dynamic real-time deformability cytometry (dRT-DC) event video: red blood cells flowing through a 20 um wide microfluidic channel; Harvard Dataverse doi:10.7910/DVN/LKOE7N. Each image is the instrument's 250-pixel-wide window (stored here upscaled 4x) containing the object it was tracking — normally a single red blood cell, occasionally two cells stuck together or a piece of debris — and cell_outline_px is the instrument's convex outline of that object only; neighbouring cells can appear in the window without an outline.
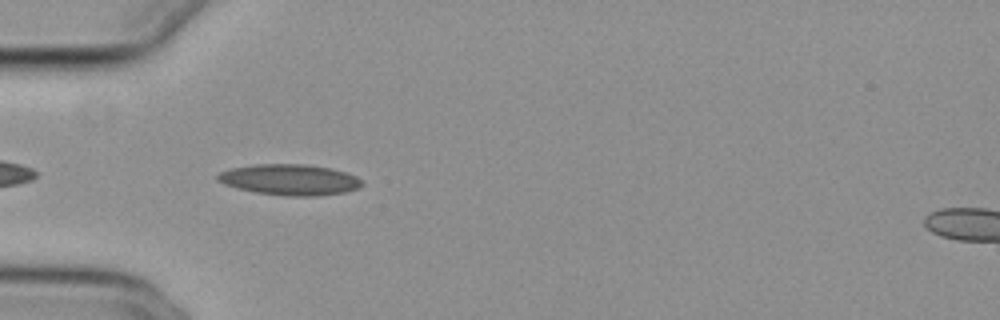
{"species": "common noctule bat (a hibernating species)", "species_latin": "Nyctalus noctula", "temperature_condition": "cold", "stored_images_in_passage": 38, "camera_frame_rate_fps": 3000, "um_per_image_px": 0.085, "animal": {"sex": "female", "body_mass_g": 29.2, "forearm_length_mm": 56.3}, "frame": {"image": 1, "passage_image": 3, "time_ms": 0.667, "image_size_px": [1000, 320], "cell_outline_px": [[364, 184], [360, 188], [344, 192], [316, 196], [288, 196], [256, 192], [236, 188], [224, 184], [216, 180], [216, 176], [220, 172], [232, 168], [256, 164], [304, 164], [328, 168], [344, 172], [356, 176]], "centroid_in_image_um": [24.61, 15.28], "position_along_channel_um": 60.4, "area_um2": 25.84}}
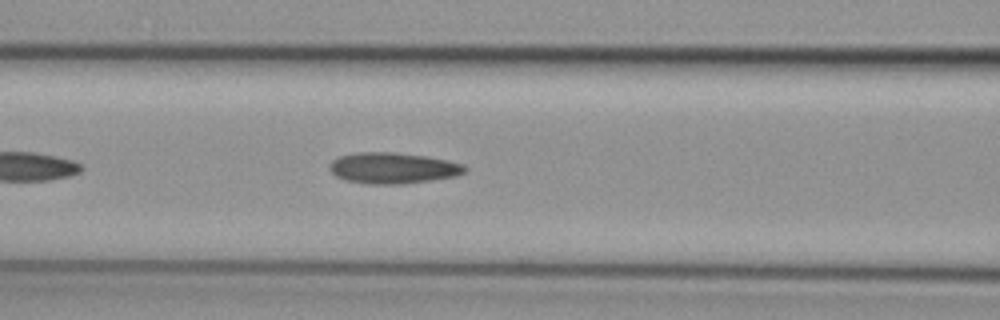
{"frame": {"image": 2, "passage_image": 9, "time_ms": 2.667, "image_size_px": [1000, 320], "cell_outline_px": [[468, 168], [464, 172], [456, 176], [404, 184], [368, 184], [344, 180], [336, 176], [328, 168], [328, 164], [332, 160], [340, 156], [356, 152], [396, 152], [428, 156], [448, 160], [464, 164]], "centroid_in_image_um": [33.39, 14.28], "position_along_channel_um": 133.2, "area_um2": 24.74}}
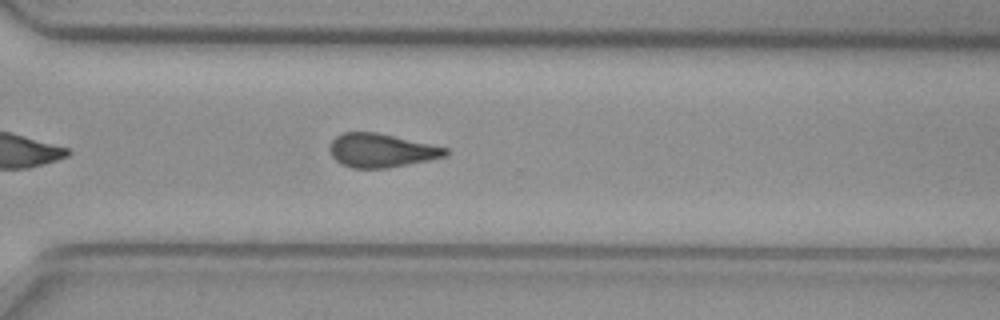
{"frame": {"image": 3, "passage_image": 25, "time_ms": 8.0, "image_size_px": [1000, 320], "cell_outline_px": [[448, 156], [388, 168], [352, 168], [340, 164], [332, 156], [328, 148], [332, 140], [336, 136], [344, 132], [376, 132], [448, 148]], "centroid_in_image_um": [32.38, 12.79], "position_along_channel_um": 338.2, "area_um2": 22.72}, "authors_computed_cell_mechanics": {"area_um2": 23.3512, "velocity_mm_per_s": 3.8509, "shape_relaxation_time_tau1_ms": null, "shape_relaxation_time_tau2_ms": 3.2651, "deformation_change_tau1": null, "deformation_change_tau2": 0.1111}}